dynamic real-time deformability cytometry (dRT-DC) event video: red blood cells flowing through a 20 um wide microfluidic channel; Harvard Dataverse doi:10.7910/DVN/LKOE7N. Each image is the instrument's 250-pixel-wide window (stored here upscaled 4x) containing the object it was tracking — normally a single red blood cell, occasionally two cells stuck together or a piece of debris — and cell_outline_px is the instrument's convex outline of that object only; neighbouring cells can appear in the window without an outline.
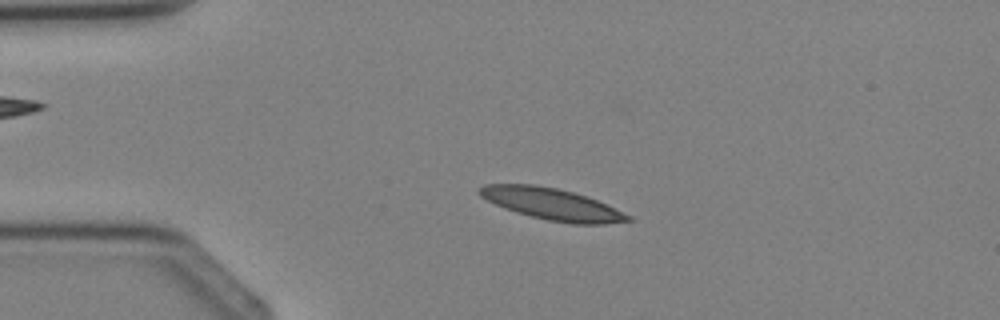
{"species": "Egyptian fruit bat (a non-hibernating species)", "species_latin": "Rousettus aegyptiacus", "temperature_condition": "cold", "stored_images_in_passage": 3, "camera_frame_rate_fps": 3000, "um_per_image_px": 0.085, "animal": {"sex": "female"}, "frame": {"image": 1, "passage_image": 2, "time_ms": 1.0, "image_size_px": [1000, 320], "cell_outline_px": [[632, 220], [604, 224], [572, 224], [548, 220], [516, 212], [504, 208], [480, 196], [476, 192], [476, 188], [484, 184], [536, 184], [556, 188], [588, 196], [632, 216]], "centroid_in_image_um": [46.89, 17.33], "position_along_channel_um": 38.1, "area_um2": 27.34}}
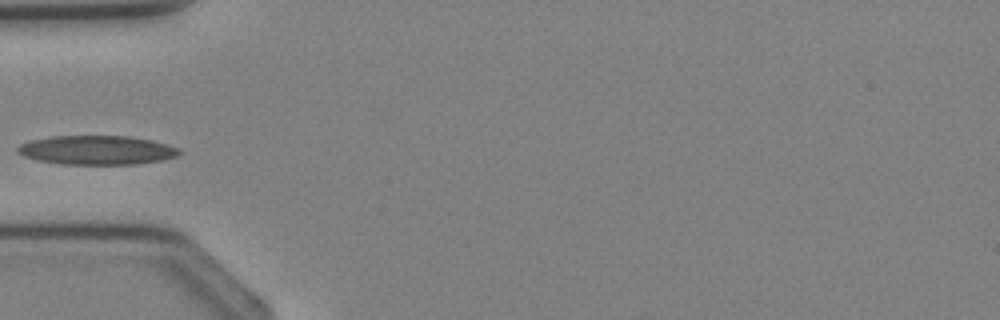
{"frame": {"image": 2, "passage_image": 3, "time_ms": 2.333, "image_size_px": [1000, 320], "cell_outline_px": [[180, 152], [176, 156], [160, 160], [136, 164], [64, 164], [36, 160], [24, 156], [16, 152], [16, 148], [20, 144], [32, 140], [52, 136], [128, 136], [152, 140], [168, 144], [180, 148]], "centroid_in_image_um": [8.22, 12.75], "position_along_channel_um": 76.8, "area_um2": 27.34}}